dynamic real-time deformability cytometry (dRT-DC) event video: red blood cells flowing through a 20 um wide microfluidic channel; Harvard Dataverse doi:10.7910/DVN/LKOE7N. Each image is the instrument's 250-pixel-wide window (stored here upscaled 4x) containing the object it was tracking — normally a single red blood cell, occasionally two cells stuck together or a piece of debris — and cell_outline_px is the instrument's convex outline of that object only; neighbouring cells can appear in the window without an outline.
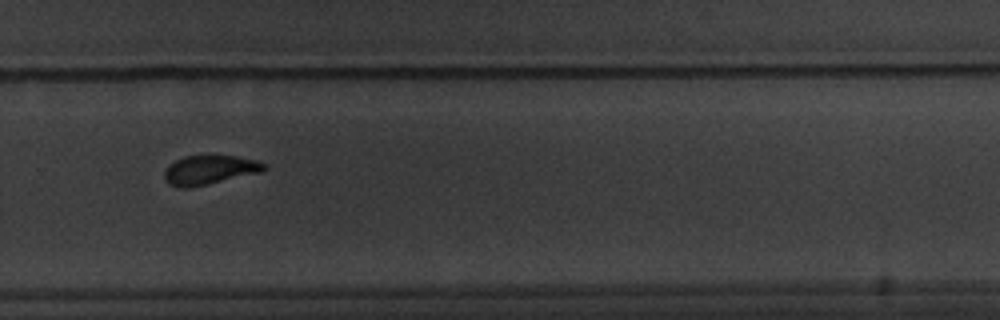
{"species": "common noctule bat (a hibernating species)", "species_latin": "Nyctalus noctula", "temperature_condition": "warm", "stored_images_in_passage": 17, "segment_of_instrument_passage": [2, 2], "camera_frame_rate_fps": 3000, "um_per_image_px": 0.085, "animal": {"sex": "male", "body_mass_g": 20.1, "forearm_length_mm": 53.5}, "frame": {"image": 1, "passage_image": 12, "time_ms": 13.0, "image_size_px": [1000, 320], "cell_outline_px": [[268, 168], [260, 172], [208, 184], [188, 188], [180, 188], [168, 184], [164, 180], [164, 172], [176, 160], [184, 156], [236, 156], [256, 160], [268, 164]], "centroid_in_image_um": [17.83, 14.45], "position_along_channel_um": 312.0, "area_um2": 16.82}}
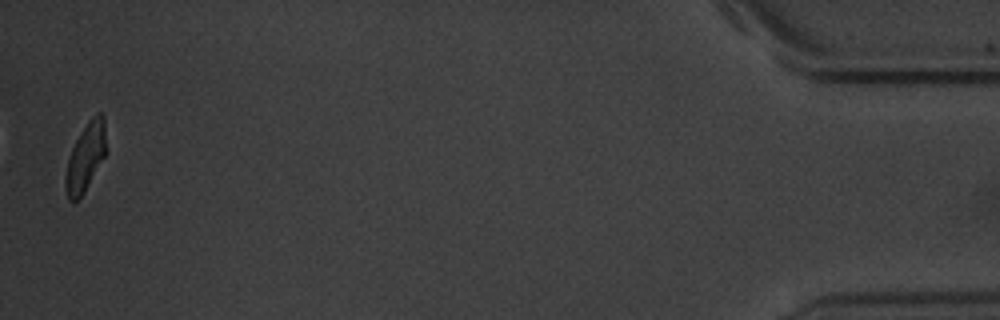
{"frame": {"image": 2, "passage_image": 17, "time_ms": 19.0, "image_size_px": [1000, 320], "cell_outline_px": [[104, 156], [84, 192], [76, 200], [68, 200], [64, 188], [64, 180], [68, 160], [72, 148], [80, 132], [88, 120], [96, 112], [100, 112], [104, 116]], "centroid_in_image_um": [7.23, 13.35], "position_along_channel_um": 428.0, "area_um2": 15.66}}